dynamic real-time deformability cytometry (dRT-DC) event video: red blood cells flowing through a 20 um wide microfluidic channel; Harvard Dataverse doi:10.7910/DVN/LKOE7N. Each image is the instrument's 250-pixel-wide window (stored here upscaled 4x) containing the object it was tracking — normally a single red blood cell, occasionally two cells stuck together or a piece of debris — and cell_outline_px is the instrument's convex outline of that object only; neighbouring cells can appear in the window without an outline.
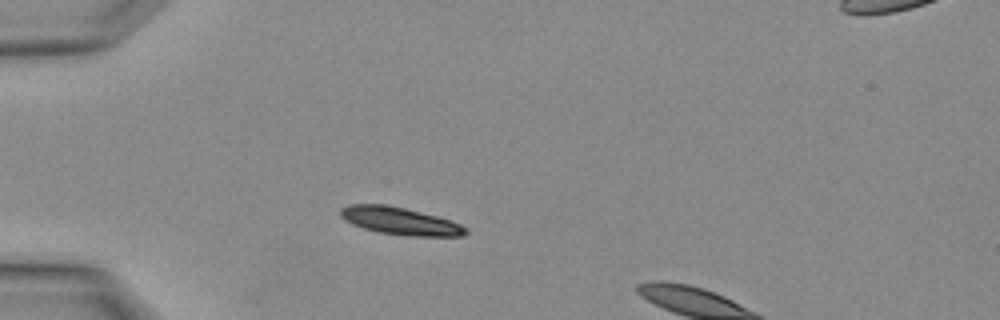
{"species": "Egyptian fruit bat (a non-hibernating species)", "species_latin": "Rousettus aegyptiacus", "temperature_condition": "warm", "stored_images_in_passage": 3, "segment_of_instrument_passage": [1, 2], "camera_frame_rate_fps": 3000, "um_per_image_px": 0.085, "animal": {"sex": "female"}, "frame": {"image": 1, "passage_image": 2, "time_ms": 0.333, "image_size_px": [1000, 320], "cell_outline_px": [[468, 232], [464, 236], [412, 236], [376, 232], [352, 224], [344, 220], [340, 216], [340, 208], [348, 204], [388, 204], [452, 220], [468, 228]], "centroid_in_image_um": [34.0, 18.78], "position_along_channel_um": 51.0, "area_um2": 20.17}}